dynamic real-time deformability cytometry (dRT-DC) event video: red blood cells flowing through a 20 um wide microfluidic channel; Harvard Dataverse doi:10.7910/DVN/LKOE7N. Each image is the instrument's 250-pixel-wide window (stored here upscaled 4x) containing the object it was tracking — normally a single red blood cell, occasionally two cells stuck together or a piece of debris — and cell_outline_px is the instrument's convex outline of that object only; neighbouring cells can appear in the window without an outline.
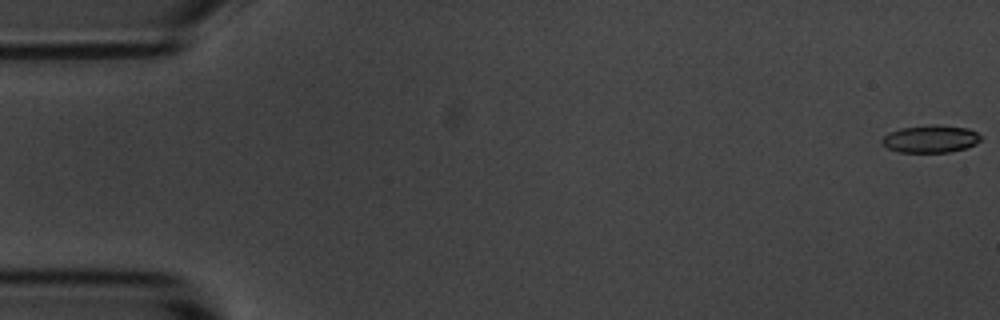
{"species": "common noctule bat (a hibernating species)", "species_latin": "Nyctalus noctula", "temperature_condition": "room temperature", "stored_images_in_passage": 5, "camera_frame_rate_fps": 3000, "um_per_image_px": 0.085, "animal": {"sex": "male", "body_mass_g": 20.1, "forearm_length_mm": 53.5}, "frame": {"image": 1, "passage_image": 1, "time_ms": 0.0, "image_size_px": [1000, 320], "cell_outline_px": [[980, 140], [976, 144], [964, 148], [948, 152], [896, 152], [880, 144], [880, 140], [888, 132], [900, 128], [932, 124], [936, 124], [968, 128], [976, 132], [980, 136]], "centroid_in_image_um": [79.04, 11.8], "position_along_channel_um": 6.0, "area_um2": 15.95}}
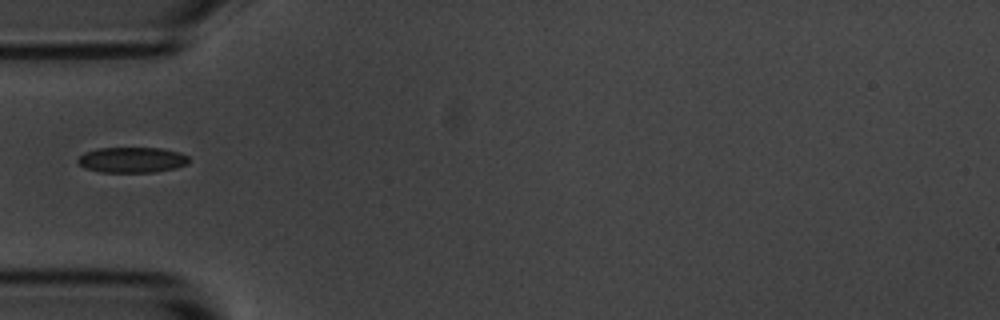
{"frame": {"image": 2, "passage_image": 5, "time_ms": 5.667, "image_size_px": [1000, 320], "cell_outline_px": [[188, 164], [176, 168], [156, 172], [100, 172], [84, 168], [76, 160], [84, 152], [96, 148], [160, 148], [180, 152], [188, 156]], "centroid_in_image_um": [11.21, 13.59], "position_along_channel_um": 73.8, "area_um2": 16.65}}